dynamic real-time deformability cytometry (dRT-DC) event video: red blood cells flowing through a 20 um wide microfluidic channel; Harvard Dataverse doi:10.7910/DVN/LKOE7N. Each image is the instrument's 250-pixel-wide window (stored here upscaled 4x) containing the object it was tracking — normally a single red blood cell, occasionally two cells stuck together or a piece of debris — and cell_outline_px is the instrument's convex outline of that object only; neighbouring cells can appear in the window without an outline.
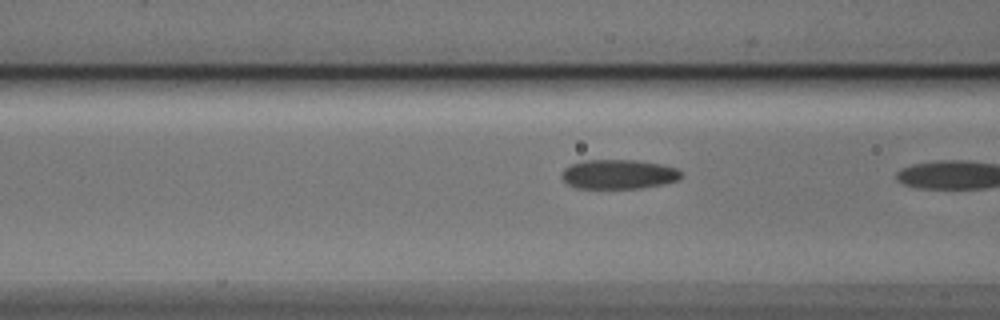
{"species": "Egyptian fruit bat (a non-hibernating species)", "species_latin": "Rousettus aegyptiacus", "temperature_condition": "cold", "stored_images_in_passage": 16, "camera_frame_rate_fps": 3000, "um_per_image_px": 0.085, "animal": {"sex": "male"}, "frame": {"image": 1, "passage_image": 15, "time_ms": 4.667, "image_size_px": [1000, 320], "cell_outline_px": [[684, 176], [676, 180], [660, 184], [640, 188], [576, 188], [568, 184], [560, 176], [564, 168], [572, 164], [584, 160], [636, 160], [660, 164], [676, 168]], "centroid_in_image_um": [52.54, 14.81], "position_along_channel_um": 114.1, "area_um2": 20.35}}